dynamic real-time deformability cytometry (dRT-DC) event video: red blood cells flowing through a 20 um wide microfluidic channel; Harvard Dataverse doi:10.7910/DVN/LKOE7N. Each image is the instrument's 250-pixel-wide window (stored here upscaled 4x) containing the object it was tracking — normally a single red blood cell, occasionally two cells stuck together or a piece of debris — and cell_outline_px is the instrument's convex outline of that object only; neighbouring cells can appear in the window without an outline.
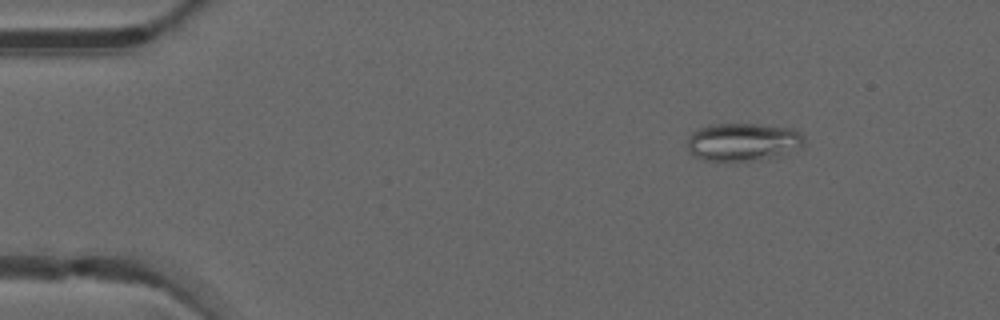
{"species": "common noctule bat (a hibernating species)", "species_latin": "Nyctalus noctula", "temperature_condition": "warm", "stored_images_in_passage": 48, "camera_frame_rate_fps": 3000, "um_per_image_px": 0.085, "animal": {"sex": "male", "forearm_length_mm": 52.5}, "frame": {"image": 1, "passage_image": 6, "time_ms": 1.667, "image_size_px": [1000, 320], "cell_outline_px": [[804, 144], [776, 156], [752, 160], [704, 160], [688, 152], [688, 136], [692, 132], [708, 124], [760, 124], [796, 128], [804, 136]], "centroid_in_image_um": [63.13, 12.03], "position_along_channel_um": 21.9, "area_um2": 25.61}}
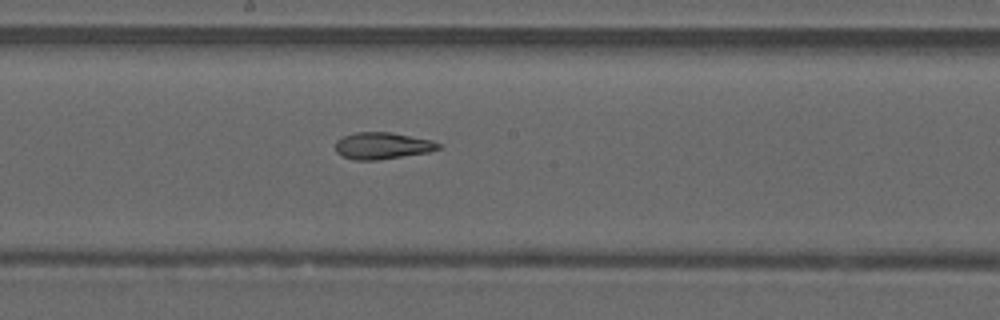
{"frame": {"image": 2, "passage_image": 26, "time_ms": 8.333, "image_size_px": [1000, 320], "cell_outline_px": [[440, 148], [428, 152], [376, 160], [356, 160], [340, 156], [336, 152], [336, 140], [344, 136], [356, 132], [388, 132], [432, 140], [440, 144]], "centroid_in_image_um": [32.46, 12.39], "position_along_channel_um": 215.7, "area_um2": 15.9}}
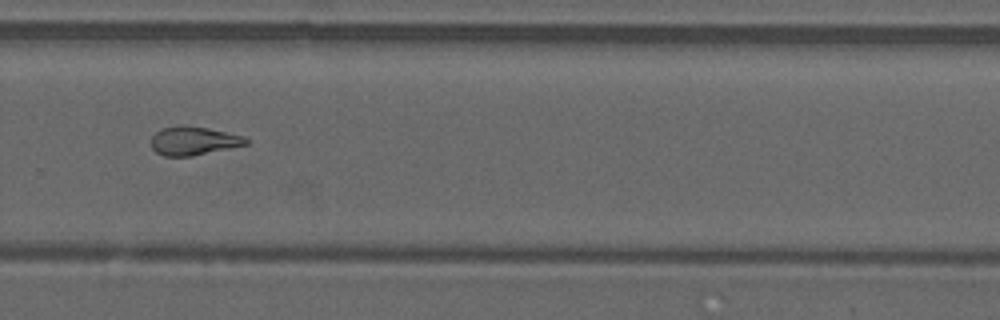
{"frame": {"image": 3, "passage_image": 33, "time_ms": 10.667, "image_size_px": [1000, 320], "cell_outline_px": [[252, 140], [248, 144], [192, 156], [164, 156], [156, 152], [152, 148], [152, 136], [160, 128], [180, 124], [208, 128], [244, 136]], "centroid_in_image_um": [16.46, 11.96], "position_along_channel_um": 313.3, "area_um2": 15.95}, "authors_computed_cell_mechanics": {"area_um2": 16.8198, "velocity_mm_per_s": 4.2075, "shape_relaxation_time_tau1_ms": null, "shape_relaxation_time_tau2_ms": 3.3394, "deformation_change_tau1": null, "deformation_change_tau2": 0.1224}}